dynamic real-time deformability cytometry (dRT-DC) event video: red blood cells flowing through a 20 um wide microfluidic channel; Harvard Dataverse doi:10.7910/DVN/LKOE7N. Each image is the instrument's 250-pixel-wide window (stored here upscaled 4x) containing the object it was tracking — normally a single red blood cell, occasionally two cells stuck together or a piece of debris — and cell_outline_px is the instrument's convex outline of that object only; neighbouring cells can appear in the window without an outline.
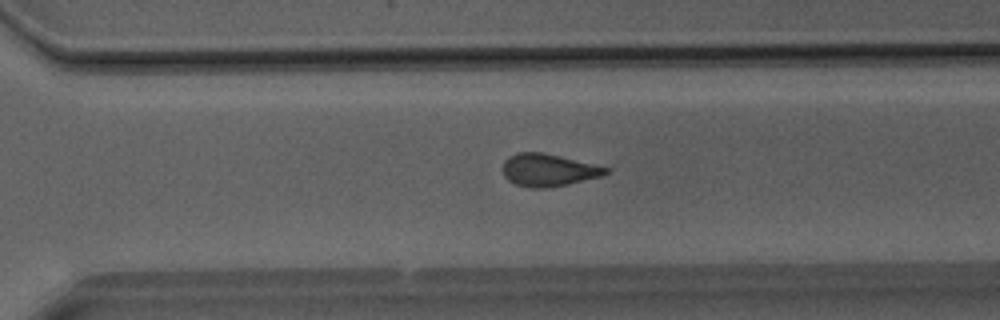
{"species": "Egyptian fruit bat (a non-hibernating species)", "species_latin": "Rousettus aegyptiacus", "temperature_condition": "room temperature", "stored_images_in_passage": 40, "camera_frame_rate_fps": 3000, "um_per_image_px": 0.085, "animal": {"sex": "male"}, "frame": {"image": 1, "passage_image": 28, "time_ms": 9.0, "image_size_px": [1000, 320], "cell_outline_px": [[612, 168], [604, 176], [568, 184], [548, 188], [532, 188], [516, 184], [508, 180], [504, 176], [504, 160], [508, 156], [516, 152], [544, 152]], "centroid_in_image_um": [46.65, 14.45], "position_along_channel_um": 324.0, "area_um2": 19.71}}
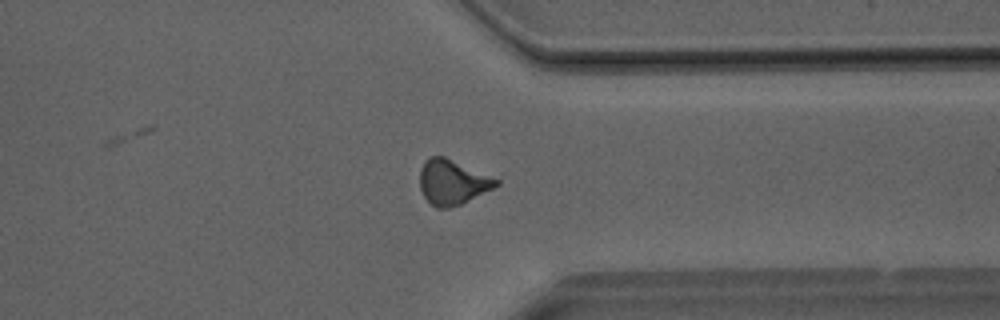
{"frame": {"image": 2, "passage_image": 31, "time_ms": 10.0, "image_size_px": [1000, 320], "cell_outline_px": [[500, 184], [460, 204], [448, 208], [436, 208], [424, 196], [420, 188], [420, 168], [424, 160], [428, 156], [444, 156], [500, 180]], "centroid_in_image_um": [38.42, 15.46], "position_along_channel_um": 373.0, "area_um2": 19.71}}
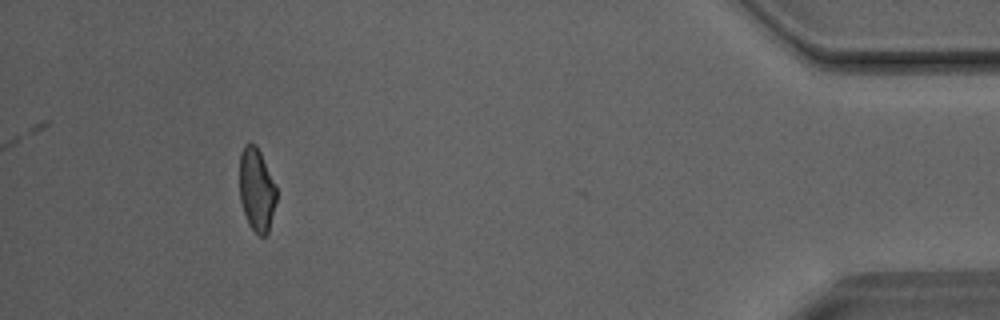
{"frame": {"image": 3, "passage_image": 37, "time_ms": 12.0, "image_size_px": [1000, 320], "cell_outline_px": [[276, 200], [268, 232], [264, 236], [260, 236], [248, 224], [240, 200], [240, 152], [244, 144], [256, 144], [260, 152], [276, 188]], "centroid_in_image_um": [21.79, 16.12], "position_along_channel_um": 413.4, "area_um2": 17.57}}